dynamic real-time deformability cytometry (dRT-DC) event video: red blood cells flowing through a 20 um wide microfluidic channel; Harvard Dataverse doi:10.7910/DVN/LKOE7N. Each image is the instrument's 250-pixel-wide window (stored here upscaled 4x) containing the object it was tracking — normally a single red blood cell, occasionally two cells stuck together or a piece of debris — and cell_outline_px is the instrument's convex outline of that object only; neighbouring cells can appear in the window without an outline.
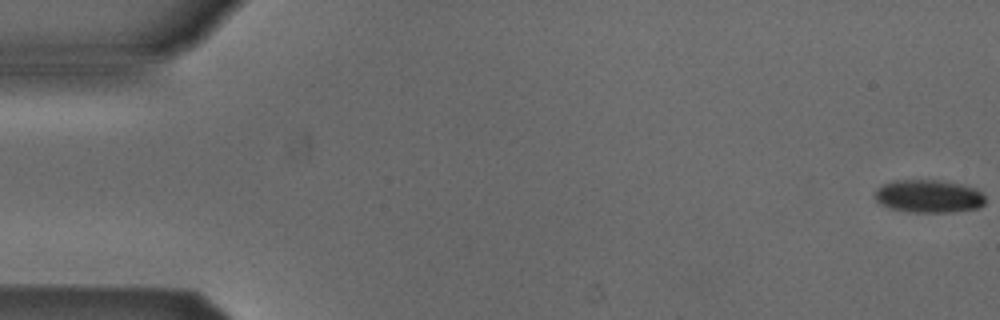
{"species": "Egyptian fruit bat (a non-hibernating species)", "species_latin": "Rousettus aegyptiacus", "temperature_condition": "cold", "stored_images_in_passage": 15, "camera_frame_rate_fps": 3000, "um_per_image_px": 0.085, "animal": {"sex": "male"}, "frame": {"image": 1, "passage_image": 1, "time_ms": 0.0, "image_size_px": [1000, 320], "cell_outline_px": [[984, 204], [980, 208], [952, 212], [908, 212], [888, 208], [880, 204], [876, 200], [876, 192], [884, 184], [896, 180], [940, 180], [960, 184], [976, 188], [984, 196]], "centroid_in_image_um": [78.96, 16.69], "position_along_channel_um": 6.0, "area_um2": 21.15}}
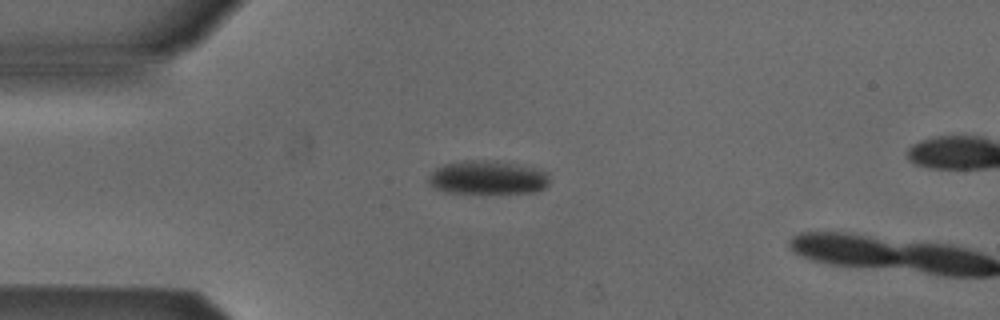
{"frame": {"image": 2, "passage_image": 14, "time_ms": 4.333, "image_size_px": [1000, 320], "cell_outline_px": [[548, 184], [544, 188], [536, 192], [444, 192], [428, 184], [428, 176], [436, 168], [444, 164], [464, 160], [492, 160], [532, 168], [544, 172], [548, 176]], "centroid_in_image_um": [41.38, 15.08], "position_along_channel_um": 43.6, "area_um2": 23.24}}